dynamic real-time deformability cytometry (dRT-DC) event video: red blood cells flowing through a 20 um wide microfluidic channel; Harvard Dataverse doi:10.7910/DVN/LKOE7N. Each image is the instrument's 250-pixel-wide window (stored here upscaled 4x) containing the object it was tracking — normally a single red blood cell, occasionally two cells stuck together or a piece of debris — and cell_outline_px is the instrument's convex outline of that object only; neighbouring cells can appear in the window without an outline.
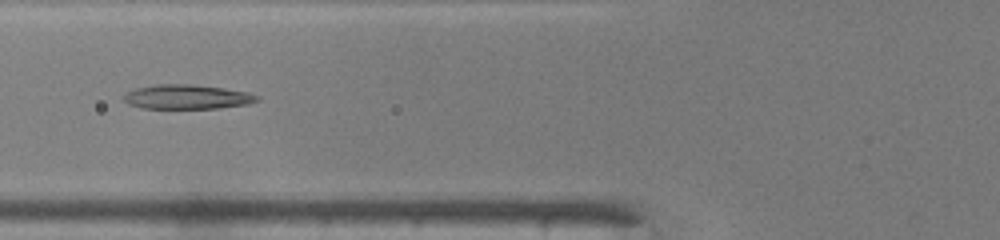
{"species": "common noctule bat (a hibernating species)", "species_latin": "Nyctalus noctula", "temperature_condition": "warm", "stored_images_in_passage": 34, "camera_frame_rate_fps": 3000, "um_per_image_px": 0.085, "animal": {"sex": "male", "body_mass_g": 19.0, "forearm_length_mm": 50.8}, "frame": {"image": 1, "passage_image": 5, "time_ms": 1.333, "image_size_px": [1000, 240], "cell_outline_px": [[260, 100], [248, 104], [220, 108], [140, 108], [128, 104], [124, 100], [124, 96], [128, 92], [136, 88], [156, 84], [188, 84], [224, 88], [248, 92], [260, 96]], "centroid_in_image_um": [15.93, 8.23], "position_along_channel_um": 109.9, "area_um2": 18.96}}
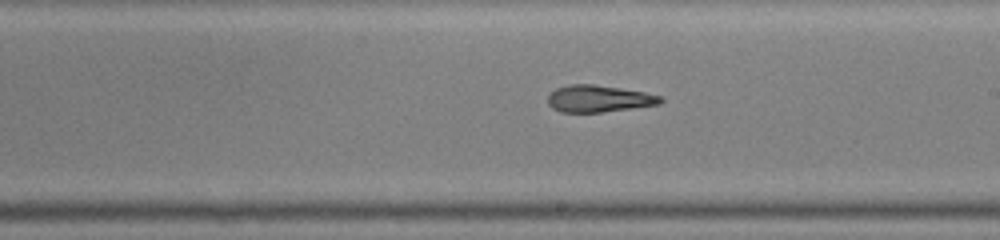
{"frame": {"image": 2, "passage_image": 14, "time_ms": 4.333, "image_size_px": [1000, 240], "cell_outline_px": [[664, 100], [660, 104], [632, 108], [600, 112], [560, 112], [552, 108], [548, 104], [548, 96], [556, 88], [568, 84], [592, 84], [620, 88], [644, 92], [660, 96]], "centroid_in_image_um": [50.87, 8.38], "position_along_channel_um": 238.1, "area_um2": 17.57}}
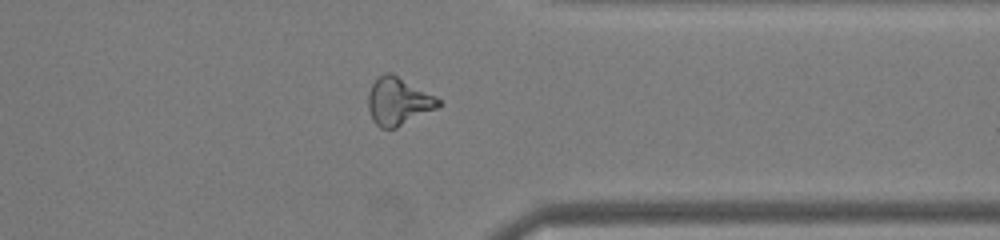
{"frame": {"image": 3, "passage_image": 24, "time_ms": 7.667, "image_size_px": [1000, 240], "cell_outline_px": [[440, 108], [396, 128], [380, 128], [372, 120], [368, 108], [368, 92], [372, 84], [384, 72], [392, 72], [436, 96], [440, 100]], "centroid_in_image_um": [33.87, 8.62], "position_along_channel_um": 377.5, "area_um2": 19.77}, "authors_computed_cell_mechanics": {"area_um2": 18.8428, "velocity_mm_per_s": 4.2814, "shape_relaxation_time_tau1_ms": null, "shape_relaxation_time_tau2_ms": 3.2167, "deformation_change_tau1": null, "deformation_change_tau2": 0.118}}